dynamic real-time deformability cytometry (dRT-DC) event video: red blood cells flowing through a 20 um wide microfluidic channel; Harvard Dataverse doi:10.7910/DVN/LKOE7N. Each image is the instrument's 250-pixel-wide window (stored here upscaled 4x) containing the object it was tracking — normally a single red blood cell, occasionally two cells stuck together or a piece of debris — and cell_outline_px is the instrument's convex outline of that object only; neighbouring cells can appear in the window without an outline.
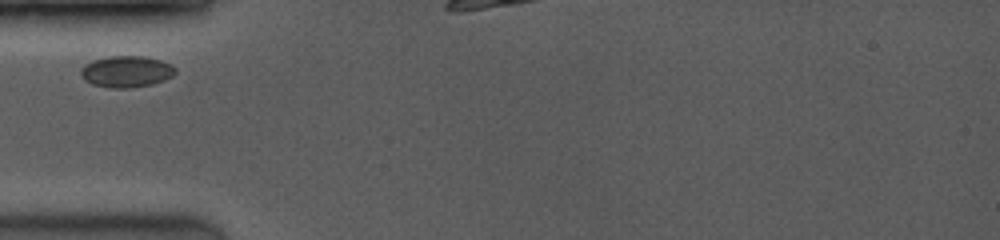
{"species": "common noctule bat (a hibernating species)", "species_latin": "Nyctalus noctula", "temperature_condition": "room temperature", "stored_images_in_passage": 2, "camera_frame_rate_fps": 3500, "um_per_image_px": 0.085, "animal": {"sex": "female", "body_mass_g": 19.0, "forearm_length_mm": 53.3}, "frame": {"image": 1, "passage_image": 1, "time_ms": 0.0, "image_size_px": [1000, 240], "cell_outline_px": [[176, 72], [172, 76], [164, 80], [152, 84], [128, 88], [112, 88], [92, 84], [84, 80], [80, 76], [80, 72], [84, 64], [92, 60], [108, 56], [144, 56], [160, 60], [176, 68]], "centroid_in_image_um": [10.71, 6.08], "position_along_channel_um": 74.3, "area_um2": 17.34}}